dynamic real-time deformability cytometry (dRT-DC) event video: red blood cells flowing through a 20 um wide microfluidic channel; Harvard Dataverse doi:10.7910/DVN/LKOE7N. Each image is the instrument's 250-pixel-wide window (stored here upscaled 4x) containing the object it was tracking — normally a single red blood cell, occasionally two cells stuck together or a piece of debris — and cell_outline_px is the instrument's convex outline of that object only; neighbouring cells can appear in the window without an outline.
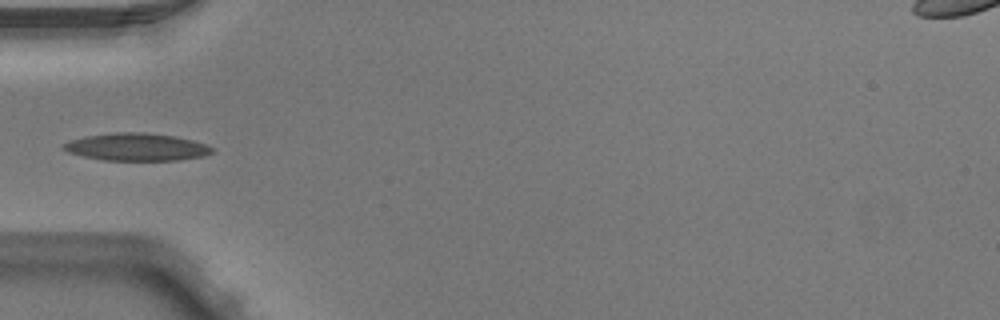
{"species": "Egyptian fruit bat (a non-hibernating species)", "species_latin": "Rousettus aegyptiacus", "temperature_condition": "warm", "stored_images_in_passage": 4, "camera_frame_rate_fps": 3000, "um_per_image_px": 0.085, "animal": {"sex": "male"}, "frame": {"image": 1, "passage_image": 4, "time_ms": 1.0, "image_size_px": [1000, 320], "cell_outline_px": [[212, 152], [204, 156], [180, 160], [104, 160], [84, 156], [68, 152], [60, 148], [64, 144], [72, 140], [88, 136], [112, 132], [144, 132], [172, 136], [192, 140], [204, 144], [212, 148]], "centroid_in_image_um": [11.6, 12.49], "position_along_channel_um": 73.4, "area_um2": 23.52}}